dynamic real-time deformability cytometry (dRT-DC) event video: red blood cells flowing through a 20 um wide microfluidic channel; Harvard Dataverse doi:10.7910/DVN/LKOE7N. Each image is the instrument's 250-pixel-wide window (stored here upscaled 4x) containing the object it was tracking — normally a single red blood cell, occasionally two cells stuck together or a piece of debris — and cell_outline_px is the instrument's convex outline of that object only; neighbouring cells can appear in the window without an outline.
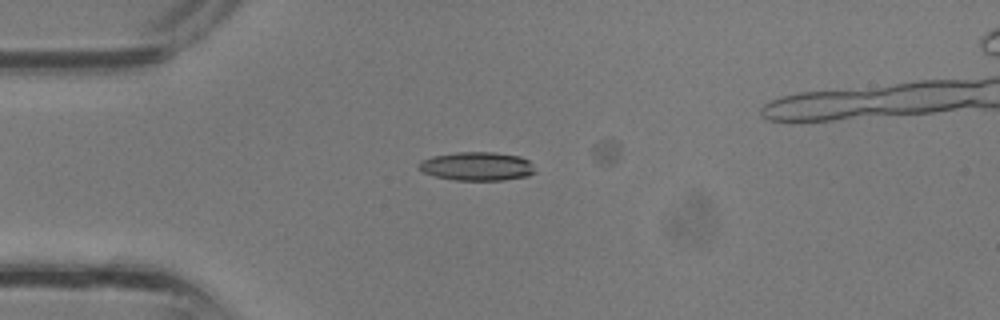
{"species": "common noctule bat (a hibernating species)", "species_latin": "Nyctalus noctula", "temperature_condition": "room temperature", "stored_images_in_passage": 7, "camera_frame_rate_fps": 3000, "um_per_image_px": 0.085, "animal": {"sex": "male", "body_mass_g": 13.3}, "frame": {"image": 1, "passage_image": 1, "time_ms": 0.0, "image_size_px": [1000, 320], "cell_outline_px": [[536, 172], [528, 176], [500, 180], [456, 180], [436, 176], [424, 172], [416, 164], [420, 160], [432, 156], [456, 152], [492, 152], [520, 156], [528, 160], [532, 164]], "centroid_in_image_um": [40.54, 14.12], "position_along_channel_um": 44.5, "area_um2": 19.36}}
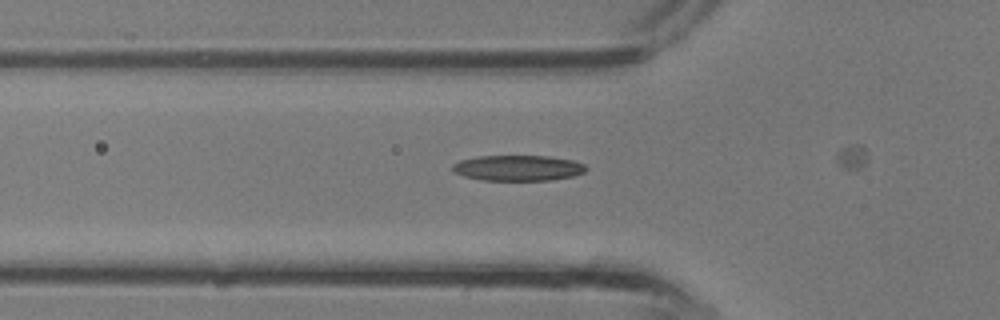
{"frame": {"image": 2, "passage_image": 4, "time_ms": 1.0, "image_size_px": [1000, 320], "cell_outline_px": [[588, 168], [584, 172], [572, 176], [548, 180], [484, 180], [464, 176], [456, 172], [452, 168], [452, 164], [460, 160], [480, 156], [548, 156], [572, 160], [584, 164]], "centroid_in_image_um": [44.04, 14.27], "position_along_channel_um": 81.8, "area_um2": 19.71}}
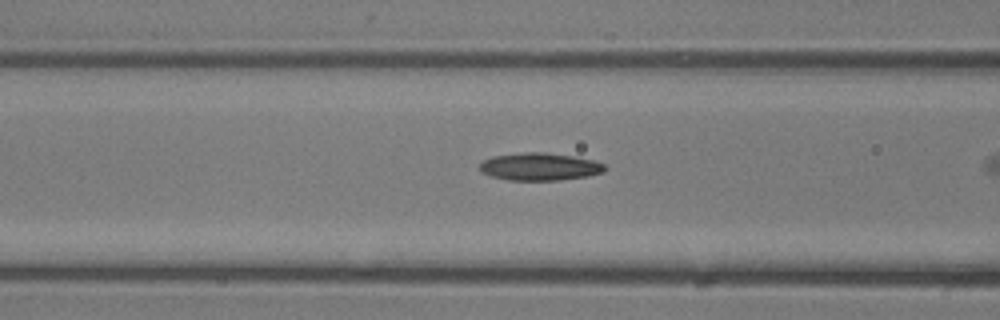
{"frame": {"image": 3, "passage_image": 6, "time_ms": 1.667, "image_size_px": [1000, 320], "cell_outline_px": [[604, 172], [588, 176], [560, 180], [508, 180], [492, 176], [484, 172], [480, 168], [480, 164], [484, 160], [492, 156], [528, 152], [544, 152], [572, 156], [592, 160], [604, 164]], "centroid_in_image_um": [45.88, 14.17], "position_along_channel_um": 120.7, "area_um2": 19.83}}